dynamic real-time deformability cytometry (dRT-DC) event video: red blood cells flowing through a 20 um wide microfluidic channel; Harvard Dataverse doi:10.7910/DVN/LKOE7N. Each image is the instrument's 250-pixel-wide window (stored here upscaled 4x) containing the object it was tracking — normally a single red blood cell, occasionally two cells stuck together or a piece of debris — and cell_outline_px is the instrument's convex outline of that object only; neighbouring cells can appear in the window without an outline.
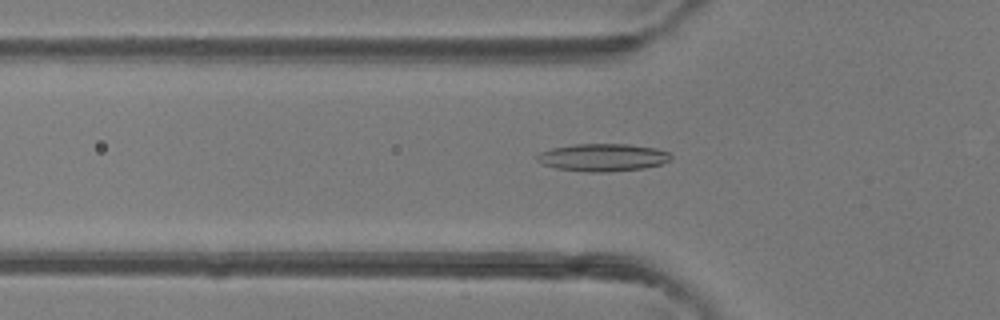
{"species": "common noctule bat (a hibernating species)", "species_latin": "Nyctalus noctula", "temperature_condition": "room temperature", "stored_images_in_passage": 47, "camera_frame_rate_fps": 3000, "um_per_image_px": 0.085, "animal": {"sex": "female"}, "frame": {"image": 1, "passage_image": 16, "time_ms": 5.0, "image_size_px": [1000, 320], "cell_outline_px": [[672, 160], [660, 164], [644, 168], [608, 172], [588, 172], [556, 168], [544, 164], [536, 160], [536, 156], [540, 152], [552, 148], [576, 144], [628, 144], [656, 148], [668, 152], [672, 156]], "centroid_in_image_um": [51.25, 13.38], "position_along_channel_um": 74.5, "area_um2": 21.5}}
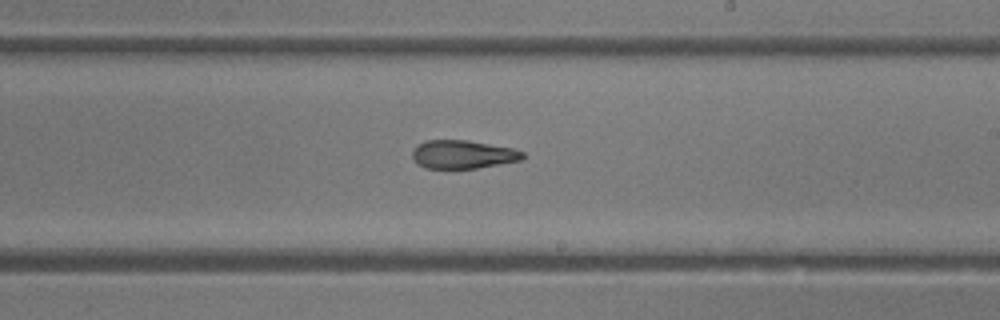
{"frame": {"image": 2, "passage_image": 28, "time_ms": 9.0, "image_size_px": [1000, 320], "cell_outline_px": [[524, 156], [520, 160], [476, 168], [424, 168], [416, 164], [412, 156], [412, 152], [416, 144], [424, 140], [468, 140], [512, 148], [524, 152]], "centroid_in_image_um": [39.28, 13.11], "position_along_channel_um": 249.7, "area_um2": 18.26}}
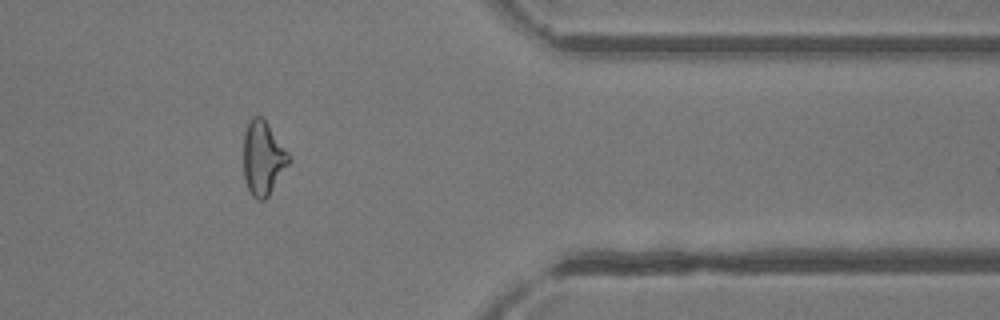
{"frame": {"image": 3, "passage_image": 39, "time_ms": 12.667, "image_size_px": [1000, 320], "cell_outline_px": [[292, 160], [268, 196], [264, 200], [256, 200], [252, 196], [248, 188], [244, 176], [244, 132], [252, 116], [260, 116], [268, 124], [292, 156]], "centroid_in_image_um": [22.38, 13.45], "position_along_channel_um": 389.0, "area_um2": 19.59}, "authors_computed_cell_mechanics": {"area_um2": 19.7676, "velocity_mm_per_s": 4.3551, "shape_relaxation_time_tau1_ms": null, "shape_relaxation_time_tau2_ms": 4.1036, "deformation_change_tau1": null, "deformation_change_tau2": 0.1525}}